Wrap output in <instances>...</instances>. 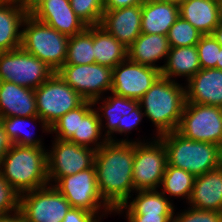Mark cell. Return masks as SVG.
Returning <instances> with one entry per match:
<instances>
[{"mask_svg": "<svg viewBox=\"0 0 222 222\" xmlns=\"http://www.w3.org/2000/svg\"><path fill=\"white\" fill-rule=\"evenodd\" d=\"M53 139L52 148L47 149L49 185H53L64 176L73 175L94 166L96 150L68 140Z\"/></svg>", "mask_w": 222, "mask_h": 222, "instance_id": "12", "label": "cell"}, {"mask_svg": "<svg viewBox=\"0 0 222 222\" xmlns=\"http://www.w3.org/2000/svg\"><path fill=\"white\" fill-rule=\"evenodd\" d=\"M142 5L104 10L100 25L125 47H129L141 32Z\"/></svg>", "mask_w": 222, "mask_h": 222, "instance_id": "18", "label": "cell"}, {"mask_svg": "<svg viewBox=\"0 0 222 222\" xmlns=\"http://www.w3.org/2000/svg\"><path fill=\"white\" fill-rule=\"evenodd\" d=\"M68 141L96 151L108 141L102 133L93 101L85 100L78 106L77 132Z\"/></svg>", "mask_w": 222, "mask_h": 222, "instance_id": "23", "label": "cell"}, {"mask_svg": "<svg viewBox=\"0 0 222 222\" xmlns=\"http://www.w3.org/2000/svg\"><path fill=\"white\" fill-rule=\"evenodd\" d=\"M200 69V61L196 45L171 47L161 69V76L172 81H177V77H182V79L184 77L185 81H188Z\"/></svg>", "mask_w": 222, "mask_h": 222, "instance_id": "27", "label": "cell"}, {"mask_svg": "<svg viewBox=\"0 0 222 222\" xmlns=\"http://www.w3.org/2000/svg\"><path fill=\"white\" fill-rule=\"evenodd\" d=\"M179 15L203 35H211L219 24L218 0H182Z\"/></svg>", "mask_w": 222, "mask_h": 222, "instance_id": "24", "label": "cell"}, {"mask_svg": "<svg viewBox=\"0 0 222 222\" xmlns=\"http://www.w3.org/2000/svg\"><path fill=\"white\" fill-rule=\"evenodd\" d=\"M216 69L222 70V46L221 49L219 51V57L216 63Z\"/></svg>", "mask_w": 222, "mask_h": 222, "instance_id": "44", "label": "cell"}, {"mask_svg": "<svg viewBox=\"0 0 222 222\" xmlns=\"http://www.w3.org/2000/svg\"><path fill=\"white\" fill-rule=\"evenodd\" d=\"M0 174L20 195L49 185L46 147L12 144L2 158Z\"/></svg>", "mask_w": 222, "mask_h": 222, "instance_id": "3", "label": "cell"}, {"mask_svg": "<svg viewBox=\"0 0 222 222\" xmlns=\"http://www.w3.org/2000/svg\"><path fill=\"white\" fill-rule=\"evenodd\" d=\"M165 145L169 166L181 168L194 176L220 167V146L189 140L177 131L158 136Z\"/></svg>", "mask_w": 222, "mask_h": 222, "instance_id": "4", "label": "cell"}, {"mask_svg": "<svg viewBox=\"0 0 222 222\" xmlns=\"http://www.w3.org/2000/svg\"><path fill=\"white\" fill-rule=\"evenodd\" d=\"M160 76L159 69L126 58L113 68L111 92L139 101Z\"/></svg>", "mask_w": 222, "mask_h": 222, "instance_id": "16", "label": "cell"}, {"mask_svg": "<svg viewBox=\"0 0 222 222\" xmlns=\"http://www.w3.org/2000/svg\"><path fill=\"white\" fill-rule=\"evenodd\" d=\"M62 222H102L94 213L82 209L71 207Z\"/></svg>", "mask_w": 222, "mask_h": 222, "instance_id": "38", "label": "cell"}, {"mask_svg": "<svg viewBox=\"0 0 222 222\" xmlns=\"http://www.w3.org/2000/svg\"><path fill=\"white\" fill-rule=\"evenodd\" d=\"M93 45L95 63L116 67L127 58V47L101 26H93Z\"/></svg>", "mask_w": 222, "mask_h": 222, "instance_id": "28", "label": "cell"}, {"mask_svg": "<svg viewBox=\"0 0 222 222\" xmlns=\"http://www.w3.org/2000/svg\"><path fill=\"white\" fill-rule=\"evenodd\" d=\"M146 1H157V2H164V3H171V4L179 5L182 0H146Z\"/></svg>", "mask_w": 222, "mask_h": 222, "instance_id": "45", "label": "cell"}, {"mask_svg": "<svg viewBox=\"0 0 222 222\" xmlns=\"http://www.w3.org/2000/svg\"><path fill=\"white\" fill-rule=\"evenodd\" d=\"M37 116L50 128L60 117L80 106L85 99L56 72L34 90Z\"/></svg>", "mask_w": 222, "mask_h": 222, "instance_id": "9", "label": "cell"}, {"mask_svg": "<svg viewBox=\"0 0 222 222\" xmlns=\"http://www.w3.org/2000/svg\"><path fill=\"white\" fill-rule=\"evenodd\" d=\"M0 3L20 4L21 0H0Z\"/></svg>", "mask_w": 222, "mask_h": 222, "instance_id": "47", "label": "cell"}, {"mask_svg": "<svg viewBox=\"0 0 222 222\" xmlns=\"http://www.w3.org/2000/svg\"><path fill=\"white\" fill-rule=\"evenodd\" d=\"M179 16V5L145 1L142 4L141 32L167 36Z\"/></svg>", "mask_w": 222, "mask_h": 222, "instance_id": "25", "label": "cell"}, {"mask_svg": "<svg viewBox=\"0 0 222 222\" xmlns=\"http://www.w3.org/2000/svg\"><path fill=\"white\" fill-rule=\"evenodd\" d=\"M194 181L195 176L193 174L167 164L160 186L162 189H160V191L169 200L173 197H175V199L176 197L182 198V200L185 198L186 203H188L194 186Z\"/></svg>", "mask_w": 222, "mask_h": 222, "instance_id": "30", "label": "cell"}, {"mask_svg": "<svg viewBox=\"0 0 222 222\" xmlns=\"http://www.w3.org/2000/svg\"><path fill=\"white\" fill-rule=\"evenodd\" d=\"M138 139L134 142L132 168L134 192L137 190L160 189L168 164L165 145L157 136L147 139L149 141L144 138L143 140Z\"/></svg>", "mask_w": 222, "mask_h": 222, "instance_id": "7", "label": "cell"}, {"mask_svg": "<svg viewBox=\"0 0 222 222\" xmlns=\"http://www.w3.org/2000/svg\"><path fill=\"white\" fill-rule=\"evenodd\" d=\"M160 76L139 100L144 117L154 124L155 136L177 131L186 103L185 86Z\"/></svg>", "mask_w": 222, "mask_h": 222, "instance_id": "2", "label": "cell"}, {"mask_svg": "<svg viewBox=\"0 0 222 222\" xmlns=\"http://www.w3.org/2000/svg\"><path fill=\"white\" fill-rule=\"evenodd\" d=\"M115 214H123L127 222H169L173 219L175 205L160 190H137ZM132 199V200H130Z\"/></svg>", "mask_w": 222, "mask_h": 222, "instance_id": "15", "label": "cell"}, {"mask_svg": "<svg viewBox=\"0 0 222 222\" xmlns=\"http://www.w3.org/2000/svg\"><path fill=\"white\" fill-rule=\"evenodd\" d=\"M95 63L93 45V26L68 40L67 57L64 65H84Z\"/></svg>", "mask_w": 222, "mask_h": 222, "instance_id": "31", "label": "cell"}, {"mask_svg": "<svg viewBox=\"0 0 222 222\" xmlns=\"http://www.w3.org/2000/svg\"><path fill=\"white\" fill-rule=\"evenodd\" d=\"M30 15L68 37L87 28L71 8L70 0H45Z\"/></svg>", "mask_w": 222, "mask_h": 222, "instance_id": "17", "label": "cell"}, {"mask_svg": "<svg viewBox=\"0 0 222 222\" xmlns=\"http://www.w3.org/2000/svg\"><path fill=\"white\" fill-rule=\"evenodd\" d=\"M37 116L34 89L0 81V118Z\"/></svg>", "mask_w": 222, "mask_h": 222, "instance_id": "20", "label": "cell"}, {"mask_svg": "<svg viewBox=\"0 0 222 222\" xmlns=\"http://www.w3.org/2000/svg\"><path fill=\"white\" fill-rule=\"evenodd\" d=\"M174 212V222H222V213L214 210H200L187 206V209Z\"/></svg>", "mask_w": 222, "mask_h": 222, "instance_id": "36", "label": "cell"}, {"mask_svg": "<svg viewBox=\"0 0 222 222\" xmlns=\"http://www.w3.org/2000/svg\"><path fill=\"white\" fill-rule=\"evenodd\" d=\"M56 73L85 100L94 101L111 92V67L96 63L63 65Z\"/></svg>", "mask_w": 222, "mask_h": 222, "instance_id": "13", "label": "cell"}, {"mask_svg": "<svg viewBox=\"0 0 222 222\" xmlns=\"http://www.w3.org/2000/svg\"><path fill=\"white\" fill-rule=\"evenodd\" d=\"M201 69L216 68L221 45L212 35H203L196 44Z\"/></svg>", "mask_w": 222, "mask_h": 222, "instance_id": "34", "label": "cell"}, {"mask_svg": "<svg viewBox=\"0 0 222 222\" xmlns=\"http://www.w3.org/2000/svg\"><path fill=\"white\" fill-rule=\"evenodd\" d=\"M220 168L222 169V146H220Z\"/></svg>", "mask_w": 222, "mask_h": 222, "instance_id": "48", "label": "cell"}, {"mask_svg": "<svg viewBox=\"0 0 222 222\" xmlns=\"http://www.w3.org/2000/svg\"><path fill=\"white\" fill-rule=\"evenodd\" d=\"M167 36L159 34H145L140 36L127 48V58L138 64L150 66L161 71L163 65L156 63L165 62L170 51Z\"/></svg>", "mask_w": 222, "mask_h": 222, "instance_id": "22", "label": "cell"}, {"mask_svg": "<svg viewBox=\"0 0 222 222\" xmlns=\"http://www.w3.org/2000/svg\"><path fill=\"white\" fill-rule=\"evenodd\" d=\"M211 35L222 46V23L221 22H219V24L216 26V28L211 33Z\"/></svg>", "mask_w": 222, "mask_h": 222, "instance_id": "43", "label": "cell"}, {"mask_svg": "<svg viewBox=\"0 0 222 222\" xmlns=\"http://www.w3.org/2000/svg\"><path fill=\"white\" fill-rule=\"evenodd\" d=\"M75 14L87 25H100L104 13V0H70Z\"/></svg>", "mask_w": 222, "mask_h": 222, "instance_id": "33", "label": "cell"}, {"mask_svg": "<svg viewBox=\"0 0 222 222\" xmlns=\"http://www.w3.org/2000/svg\"><path fill=\"white\" fill-rule=\"evenodd\" d=\"M54 73L47 64L22 48L0 52V81L35 90Z\"/></svg>", "mask_w": 222, "mask_h": 222, "instance_id": "10", "label": "cell"}, {"mask_svg": "<svg viewBox=\"0 0 222 222\" xmlns=\"http://www.w3.org/2000/svg\"><path fill=\"white\" fill-rule=\"evenodd\" d=\"M11 145L12 143L8 139L6 132L4 130V127L0 121V165H1L2 158L4 157L6 152L9 150Z\"/></svg>", "mask_w": 222, "mask_h": 222, "instance_id": "40", "label": "cell"}, {"mask_svg": "<svg viewBox=\"0 0 222 222\" xmlns=\"http://www.w3.org/2000/svg\"><path fill=\"white\" fill-rule=\"evenodd\" d=\"M188 204L196 209L222 213V169L220 167L195 176Z\"/></svg>", "mask_w": 222, "mask_h": 222, "instance_id": "21", "label": "cell"}, {"mask_svg": "<svg viewBox=\"0 0 222 222\" xmlns=\"http://www.w3.org/2000/svg\"><path fill=\"white\" fill-rule=\"evenodd\" d=\"M20 194L0 174V216L19 210Z\"/></svg>", "mask_w": 222, "mask_h": 222, "instance_id": "37", "label": "cell"}, {"mask_svg": "<svg viewBox=\"0 0 222 222\" xmlns=\"http://www.w3.org/2000/svg\"><path fill=\"white\" fill-rule=\"evenodd\" d=\"M0 121L4 127L8 139L11 141L12 144H17L21 146L45 147L43 141L41 140V137L37 138V136H34L36 134H34L33 132L31 133L30 132L31 130L29 131L26 130L27 133L24 130L25 128L24 126L29 124V122H31L32 124L38 122L42 128L41 129L43 131L42 133L45 132L50 134V128L48 127L46 122L42 120L40 117L12 116V117L0 118Z\"/></svg>", "mask_w": 222, "mask_h": 222, "instance_id": "29", "label": "cell"}, {"mask_svg": "<svg viewBox=\"0 0 222 222\" xmlns=\"http://www.w3.org/2000/svg\"><path fill=\"white\" fill-rule=\"evenodd\" d=\"M69 37L28 14L22 24L21 48L57 72L65 63Z\"/></svg>", "mask_w": 222, "mask_h": 222, "instance_id": "5", "label": "cell"}, {"mask_svg": "<svg viewBox=\"0 0 222 222\" xmlns=\"http://www.w3.org/2000/svg\"><path fill=\"white\" fill-rule=\"evenodd\" d=\"M53 186L66 198L71 207L86 209L100 220L113 210L102 199L96 178L95 166L58 179ZM102 214V215H101Z\"/></svg>", "mask_w": 222, "mask_h": 222, "instance_id": "8", "label": "cell"}, {"mask_svg": "<svg viewBox=\"0 0 222 222\" xmlns=\"http://www.w3.org/2000/svg\"><path fill=\"white\" fill-rule=\"evenodd\" d=\"M133 161L134 142L107 141L96 151L98 190L114 213L133 196Z\"/></svg>", "mask_w": 222, "mask_h": 222, "instance_id": "1", "label": "cell"}, {"mask_svg": "<svg viewBox=\"0 0 222 222\" xmlns=\"http://www.w3.org/2000/svg\"><path fill=\"white\" fill-rule=\"evenodd\" d=\"M185 83L186 102L222 108V70L200 69Z\"/></svg>", "mask_w": 222, "mask_h": 222, "instance_id": "19", "label": "cell"}, {"mask_svg": "<svg viewBox=\"0 0 222 222\" xmlns=\"http://www.w3.org/2000/svg\"><path fill=\"white\" fill-rule=\"evenodd\" d=\"M78 125V107L70 110L60 117L51 127L50 134H55L53 138L60 140H69L75 132Z\"/></svg>", "mask_w": 222, "mask_h": 222, "instance_id": "35", "label": "cell"}, {"mask_svg": "<svg viewBox=\"0 0 222 222\" xmlns=\"http://www.w3.org/2000/svg\"><path fill=\"white\" fill-rule=\"evenodd\" d=\"M146 0H104V10H116L124 7L142 5Z\"/></svg>", "mask_w": 222, "mask_h": 222, "instance_id": "39", "label": "cell"}, {"mask_svg": "<svg viewBox=\"0 0 222 222\" xmlns=\"http://www.w3.org/2000/svg\"><path fill=\"white\" fill-rule=\"evenodd\" d=\"M203 36L194 26L180 16L170 27L167 39L170 47H183L196 45Z\"/></svg>", "mask_w": 222, "mask_h": 222, "instance_id": "32", "label": "cell"}, {"mask_svg": "<svg viewBox=\"0 0 222 222\" xmlns=\"http://www.w3.org/2000/svg\"><path fill=\"white\" fill-rule=\"evenodd\" d=\"M110 94V96L105 95L93 101L101 123L102 133L104 132V136L108 141L136 142L135 140L128 139L127 135L131 134L134 129L138 130V125L144 118L139 101L118 96L112 92ZM98 104L99 106H97ZM115 134L125 135L126 138L124 136L123 139H118L115 137Z\"/></svg>", "mask_w": 222, "mask_h": 222, "instance_id": "6", "label": "cell"}, {"mask_svg": "<svg viewBox=\"0 0 222 222\" xmlns=\"http://www.w3.org/2000/svg\"><path fill=\"white\" fill-rule=\"evenodd\" d=\"M27 15L21 4L0 3V52L21 48L22 24Z\"/></svg>", "mask_w": 222, "mask_h": 222, "instance_id": "26", "label": "cell"}, {"mask_svg": "<svg viewBox=\"0 0 222 222\" xmlns=\"http://www.w3.org/2000/svg\"><path fill=\"white\" fill-rule=\"evenodd\" d=\"M45 0H21V5L27 14H31Z\"/></svg>", "mask_w": 222, "mask_h": 222, "instance_id": "42", "label": "cell"}, {"mask_svg": "<svg viewBox=\"0 0 222 222\" xmlns=\"http://www.w3.org/2000/svg\"><path fill=\"white\" fill-rule=\"evenodd\" d=\"M70 208L69 202L53 185L20 195L19 210L25 222H62Z\"/></svg>", "mask_w": 222, "mask_h": 222, "instance_id": "14", "label": "cell"}, {"mask_svg": "<svg viewBox=\"0 0 222 222\" xmlns=\"http://www.w3.org/2000/svg\"><path fill=\"white\" fill-rule=\"evenodd\" d=\"M177 132L189 140L222 146V108L186 102Z\"/></svg>", "mask_w": 222, "mask_h": 222, "instance_id": "11", "label": "cell"}, {"mask_svg": "<svg viewBox=\"0 0 222 222\" xmlns=\"http://www.w3.org/2000/svg\"><path fill=\"white\" fill-rule=\"evenodd\" d=\"M0 222H25L23 214L20 210H17L13 213L0 216Z\"/></svg>", "mask_w": 222, "mask_h": 222, "instance_id": "41", "label": "cell"}, {"mask_svg": "<svg viewBox=\"0 0 222 222\" xmlns=\"http://www.w3.org/2000/svg\"><path fill=\"white\" fill-rule=\"evenodd\" d=\"M219 22L222 23V0H218Z\"/></svg>", "mask_w": 222, "mask_h": 222, "instance_id": "46", "label": "cell"}]
</instances>
